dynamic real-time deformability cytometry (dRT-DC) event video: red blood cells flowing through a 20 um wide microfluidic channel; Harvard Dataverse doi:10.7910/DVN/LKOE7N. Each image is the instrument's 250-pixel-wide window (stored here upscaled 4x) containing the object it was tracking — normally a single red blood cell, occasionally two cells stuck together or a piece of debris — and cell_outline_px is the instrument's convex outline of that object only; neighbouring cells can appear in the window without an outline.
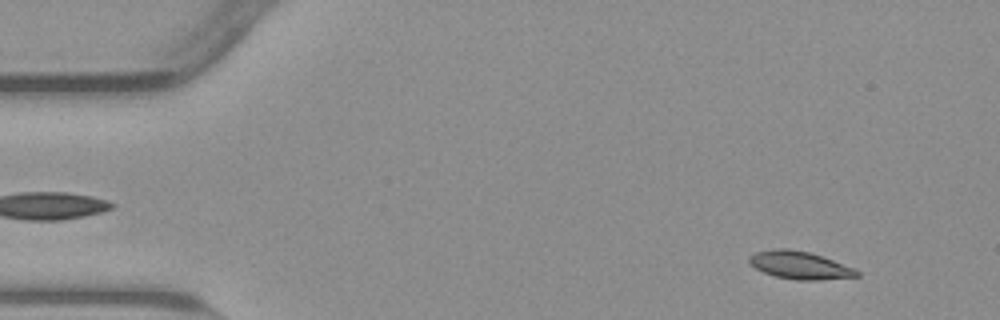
{"species": "common noctule bat (a hibernating species)", "species_latin": "Nyctalus noctula", "temperature_condition": "warm", "stored_images_in_passage": 54, "camera_frame_rate_fps": 3000, "um_per_image_px": 0.085, "animal": {"sex": "male", "body_mass_g": 23.1, "forearm_length_mm": 52.7}, "frame": {"image": 1, "passage_image": 5, "time_ms": 1.333, "image_size_px": [1000, 320], "cell_outline_px": [[860, 276], [820, 280], [796, 280], [776, 276], [764, 272], [756, 268], [748, 260], [748, 256], [756, 252], [772, 248], [788, 248], [808, 252], [832, 260], [852, 268], [860, 272]], "centroid_in_image_um": [67.95, 22.54], "position_along_channel_um": 17.0, "area_um2": 17.17}}
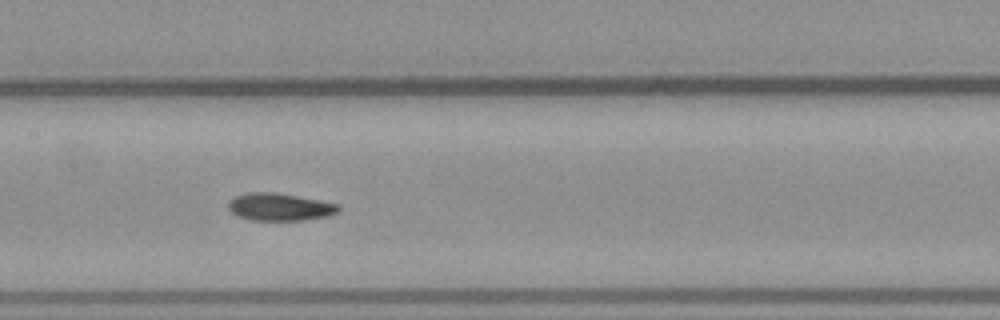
{"frame": {"image": 2, "passage_image": 26, "time_ms": 8.333, "image_size_px": [1000, 320], "cell_outline_px": [[340, 212], [328, 216], [304, 220], [252, 220], [240, 216], [232, 212], [228, 208], [228, 200], [236, 196], [248, 192], [276, 192], [320, 200], [340, 204]], "centroid_in_image_um": [23.81, 17.58], "position_along_channel_um": 183.6, "area_um2": 17.74}}
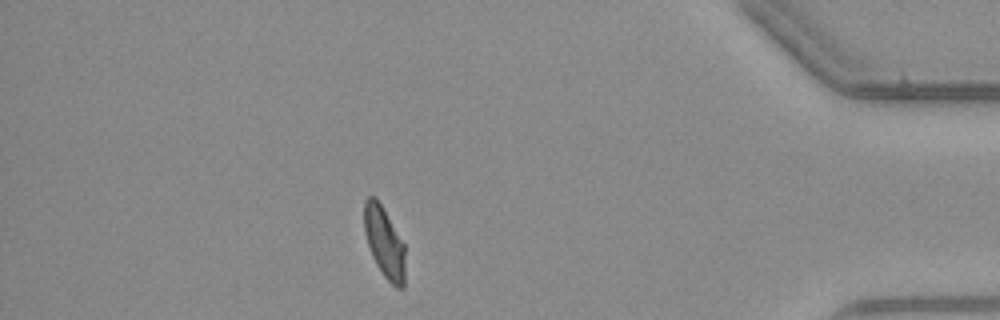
{"frame": {"image": 3, "passage_image": 47, "time_ms": 15.333, "image_size_px": [1000, 320], "cell_outline_px": [[404, 288], [396, 288], [384, 276], [376, 264], [372, 256], [364, 232], [364, 200], [368, 196], [376, 196], [404, 244]], "centroid_in_image_um": [32.65, 20.58], "position_along_channel_um": 402.6, "area_um2": 16.76}, "authors_computed_cell_mechanics": {"area_um2": 17.629, "velocity_mm_per_s": 3.8088, "shape_relaxation_time_tau1_ms": 3.8722, "shape_relaxation_time_tau2_ms": 3.1312, "deformation_change_tau1": 0.1244, "deformation_change_tau2": 0.0749}}